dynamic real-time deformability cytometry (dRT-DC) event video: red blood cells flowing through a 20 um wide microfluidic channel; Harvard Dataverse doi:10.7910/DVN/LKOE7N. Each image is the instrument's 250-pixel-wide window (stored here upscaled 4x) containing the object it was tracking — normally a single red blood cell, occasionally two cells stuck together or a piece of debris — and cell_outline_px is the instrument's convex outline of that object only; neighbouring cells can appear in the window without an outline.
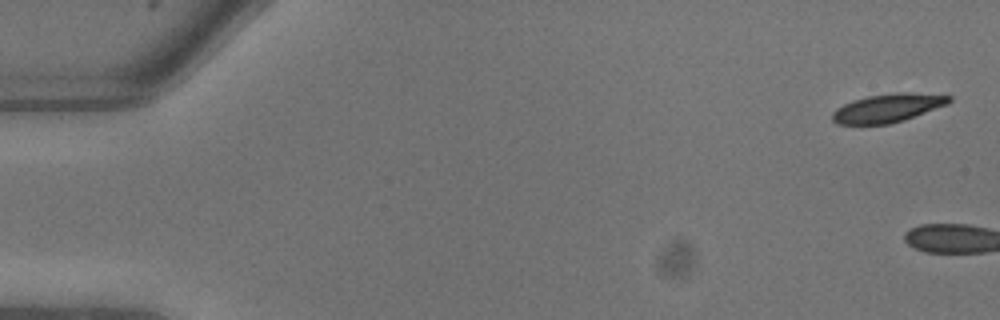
{"species": "common noctule bat (a hibernating species)", "species_latin": "Nyctalus noctula", "temperature_condition": "warm", "stored_images_in_passage": 4, "camera_frame_rate_fps": 3000, "um_per_image_px": 0.085, "animal": {"sex": "male", "body_mass_g": 13.3}, "frame": {"image": 1, "passage_image": 1, "time_ms": 0.0, "image_size_px": [1000, 320], "cell_outline_px": [[952, 100], [948, 104], [904, 120], [892, 124], [836, 124], [832, 120], [832, 112], [836, 108], [852, 100], [868, 96], [896, 92], [912, 92], [952, 96]], "centroid_in_image_um": [75.46, 9.18], "position_along_channel_um": 9.5, "area_um2": 19.48}}